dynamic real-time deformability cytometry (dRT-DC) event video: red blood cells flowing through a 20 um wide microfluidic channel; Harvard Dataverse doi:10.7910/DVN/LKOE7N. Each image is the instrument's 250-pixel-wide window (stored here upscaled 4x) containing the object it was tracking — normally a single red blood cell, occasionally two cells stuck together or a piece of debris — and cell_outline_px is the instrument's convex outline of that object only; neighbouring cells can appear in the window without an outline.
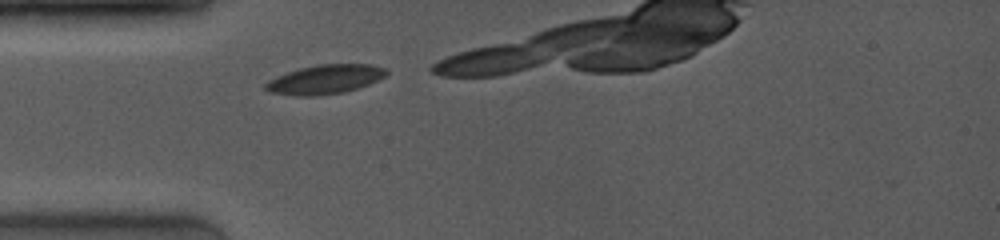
{"species": "common noctule bat (a hibernating species)", "species_latin": "Nyctalus noctula", "temperature_condition": "room temperature", "stored_images_in_passage": 2, "camera_frame_rate_fps": 4000, "um_per_image_px": 0.085, "animal": {"sex": "female", "body_mass_g": 19.0, "forearm_length_mm": 53.3}, "frame": {"image": 1, "passage_image": 1, "time_ms": 0.0, "image_size_px": [1000, 240], "cell_outline_px": [[388, 76], [368, 84], [344, 92], [316, 96], [292, 96], [268, 92], [264, 88], [264, 84], [268, 80], [276, 76], [300, 68], [320, 64], [368, 64], [388, 68]], "centroid_in_image_um": [27.62, 6.75], "position_along_channel_um": 57.4, "area_um2": 20.75}}